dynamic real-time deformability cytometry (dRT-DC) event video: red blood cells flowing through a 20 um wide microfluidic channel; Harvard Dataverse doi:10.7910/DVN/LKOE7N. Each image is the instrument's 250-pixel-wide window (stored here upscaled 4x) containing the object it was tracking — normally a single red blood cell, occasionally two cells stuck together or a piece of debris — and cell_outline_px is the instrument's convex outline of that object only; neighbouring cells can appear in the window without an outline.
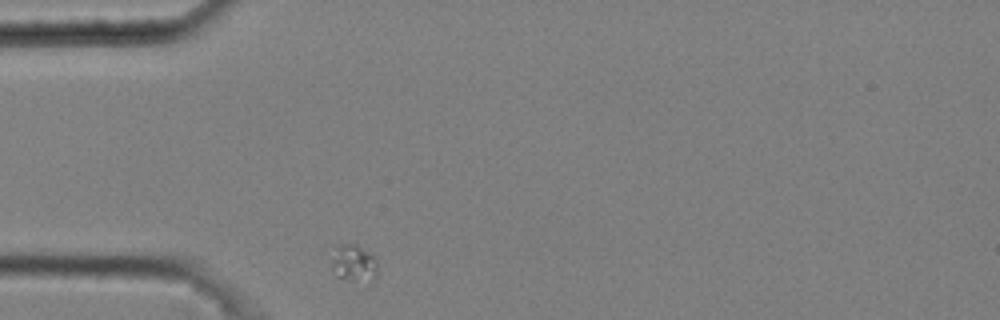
{"species": "common noctule bat (a hibernating species)", "species_latin": "Nyctalus noctula", "temperature_condition": "cold", "stored_images_in_passage": 1, "camera_frame_rate_fps": 3000, "um_per_image_px": 0.085, "animal": {"sex": "male", "body_mass_g": 20.4}, "frame": {"image": 1, "passage_image": 1, "time_ms": 0.0, "image_size_px": [1000, 320], "cell_outline_px": [[376, 276], [372, 284], [368, 288], [336, 276], [332, 272], [332, 260], [340, 248], [348, 244], [356, 244], [372, 256], [376, 260]], "centroid_in_image_um": [30.16, 22.56], "position_along_channel_um": 54.8, "area_um2": 10.12}}